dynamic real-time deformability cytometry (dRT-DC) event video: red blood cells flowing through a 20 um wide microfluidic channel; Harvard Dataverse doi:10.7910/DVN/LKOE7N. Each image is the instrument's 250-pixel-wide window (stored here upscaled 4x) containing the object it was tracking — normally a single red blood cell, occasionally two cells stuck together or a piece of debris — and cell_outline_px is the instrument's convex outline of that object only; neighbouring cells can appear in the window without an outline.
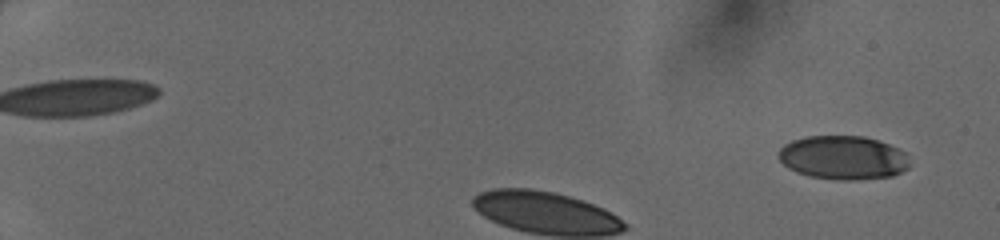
{"species": "human", "species_latin": "Homo sapiens", "temperature_condition": "cold", "stored_images_in_passage": 35, "camera_frame_rate_fps": 3000, "um_per_image_px": 0.085, "donor": {"sex": "female"}, "frame": {"image": 1, "passage_image": 4, "time_ms": 1.0, "image_size_px": [1000, 240], "cell_outline_px": [[896, 172], [880, 176], [820, 176], [804, 172], [788, 164], [780, 156], [784, 148], [800, 140], [820, 136], [848, 136], [872, 140], [880, 144], [884, 148], [896, 168]], "centroid_in_image_um": [71.32, 13.34], "position_along_channel_um": 13.7, "area_um2": 26.65}}
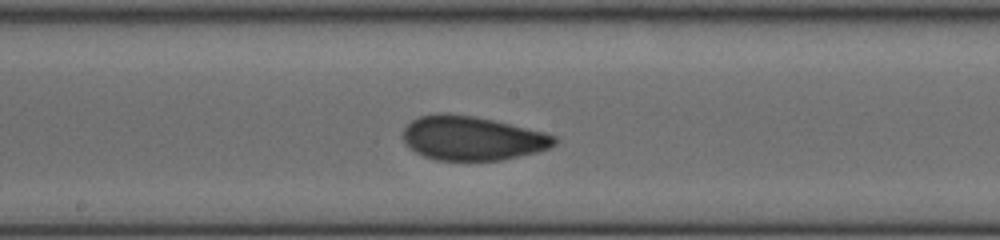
{"frame": {"image": 2, "passage_image": 21, "time_ms": 6.667, "image_size_px": [1000, 240], "cell_outline_px": [[552, 140], [548, 144], [536, 148], [500, 156], [436, 156], [424, 152], [412, 140], [408, 132], [412, 124], [420, 120], [432, 116], [452, 116], [476, 120], [496, 124], [548, 136]], "centroid_in_image_um": [40.07, 11.7], "position_along_channel_um": 208.1, "area_um2": 29.71}}
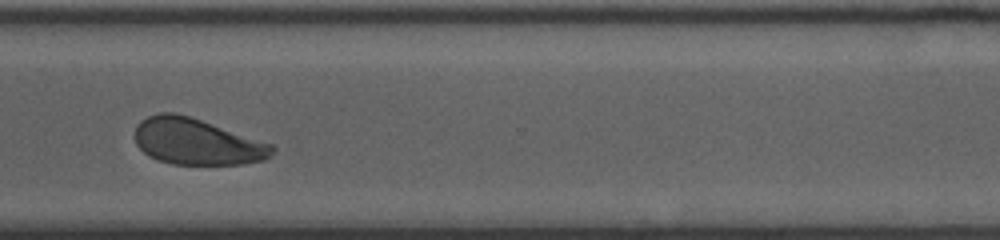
{"frame": {"image": 3, "passage_image": 31, "time_ms": 10.0, "image_size_px": [1000, 240], "cell_outline_px": [[264, 156], [252, 160], [224, 164], [184, 164], [164, 160], [148, 152], [140, 144], [136, 136], [136, 132], [140, 124], [144, 120], [152, 116], [184, 116], [196, 120], [224, 132], [232, 136], [252, 148]], "centroid_in_image_um": [16.26, 12.07], "position_along_channel_um": 354.3, "area_um2": 29.88}}